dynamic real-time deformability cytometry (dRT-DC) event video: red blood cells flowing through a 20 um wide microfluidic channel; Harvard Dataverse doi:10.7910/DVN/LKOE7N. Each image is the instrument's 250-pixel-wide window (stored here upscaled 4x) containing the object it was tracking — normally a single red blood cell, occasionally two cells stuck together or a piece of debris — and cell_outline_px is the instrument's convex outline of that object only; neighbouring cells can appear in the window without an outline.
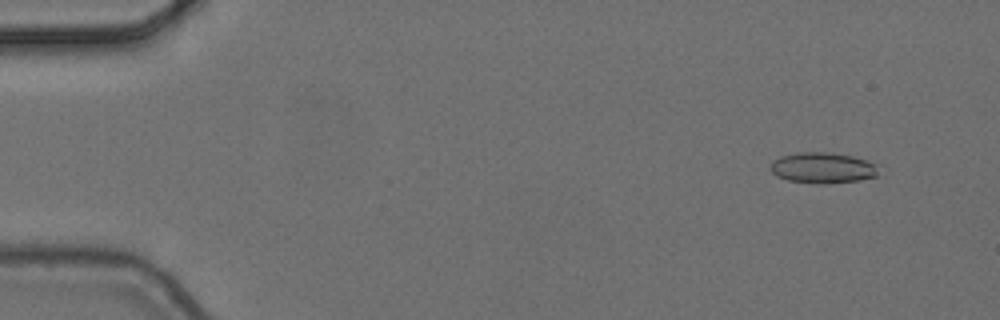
{"species": "common noctule bat (a hibernating species)", "species_latin": "Nyctalus noctula", "temperature_condition": "cold", "stored_images_in_passage": 11, "camera_frame_rate_fps": 3000, "um_per_image_px": 0.085, "animal": {"sex": "female", "body_mass_g": 24.6, "forearm_length_mm": 56.2}, "frame": {"image": 1, "passage_image": 2, "time_ms": 0.333, "image_size_px": [1000, 320], "cell_outline_px": [[876, 176], [860, 180], [824, 184], [816, 184], [788, 180], [776, 176], [768, 168], [772, 160], [780, 156], [796, 152], [824, 152], [852, 156], [876, 164]], "centroid_in_image_um": [69.84, 14.27], "position_along_channel_um": 15.2, "area_um2": 19.42}}
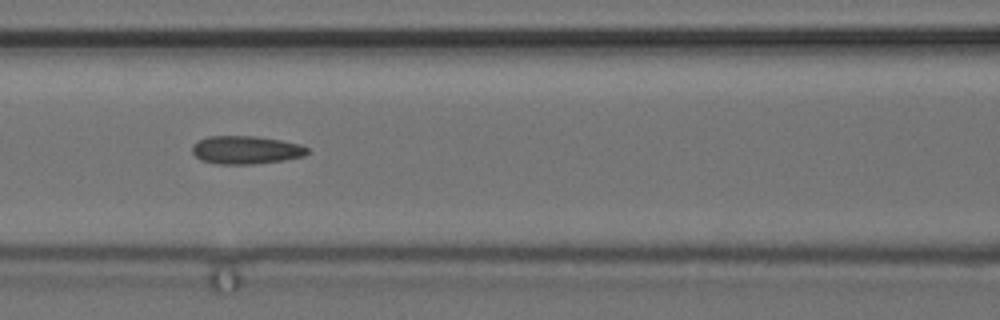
{"frame": {"image": 2, "passage_image": 7, "time_ms": 2.0, "image_size_px": [1000, 320], "cell_outline_px": [[308, 152], [304, 156], [284, 160], [256, 164], [216, 164], [200, 160], [192, 152], [192, 144], [208, 136], [256, 136], [280, 140], [300, 144], [308, 148]], "centroid_in_image_um": [20.89, 12.75], "position_along_channel_um": 145.7, "area_um2": 18.96}}
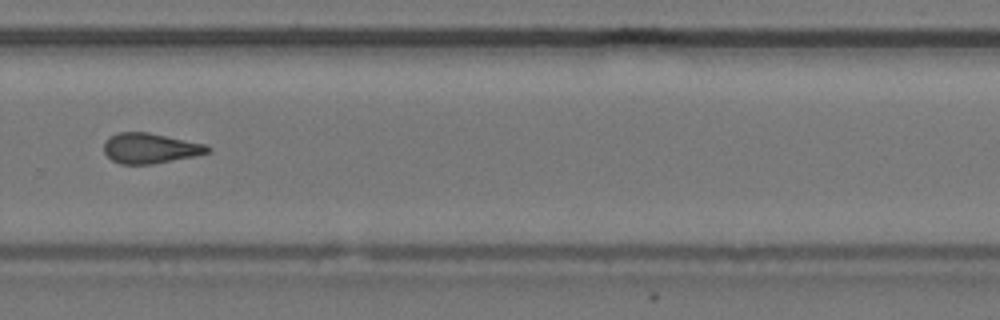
{"frame": {"image": 3, "passage_image": 11, "time_ms": 3.333, "image_size_px": [1000, 320], "cell_outline_px": [[212, 152], [152, 164], [120, 164], [112, 160], [104, 152], [104, 144], [108, 136], [116, 132], [148, 132], [204, 144], [212, 148]], "centroid_in_image_um": [12.73, 12.59], "position_along_channel_um": 317.1, "area_um2": 18.21}}